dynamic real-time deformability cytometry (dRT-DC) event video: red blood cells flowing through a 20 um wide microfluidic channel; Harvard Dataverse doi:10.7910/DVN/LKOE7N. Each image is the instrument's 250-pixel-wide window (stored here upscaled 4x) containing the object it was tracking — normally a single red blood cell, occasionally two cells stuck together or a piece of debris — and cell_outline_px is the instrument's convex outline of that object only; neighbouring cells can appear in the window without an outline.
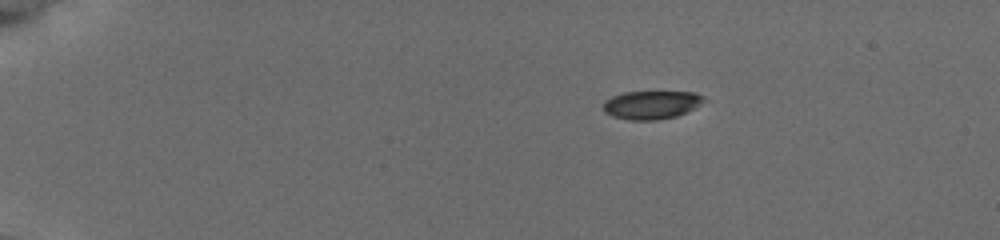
{"species": "common noctule bat (a hibernating species)", "species_latin": "Nyctalus noctula", "temperature_condition": "cold", "stored_images_in_passage": 12, "camera_frame_rate_fps": 3000, "um_per_image_px": 0.085, "animal": {"sex": "female", "body_mass_g": 19.5, "forearm_length_mm": 54.1}, "frame": {"image": 1, "passage_image": 1, "time_ms": 0.0, "image_size_px": [1000, 240], "cell_outline_px": [[704, 100], [692, 108], [676, 116], [656, 120], [632, 120], [612, 116], [604, 112], [604, 100], [612, 96], [624, 92], [696, 92], [704, 96]], "centroid_in_image_um": [55.32, 8.9], "position_along_channel_um": 29.7, "area_um2": 16.36}}
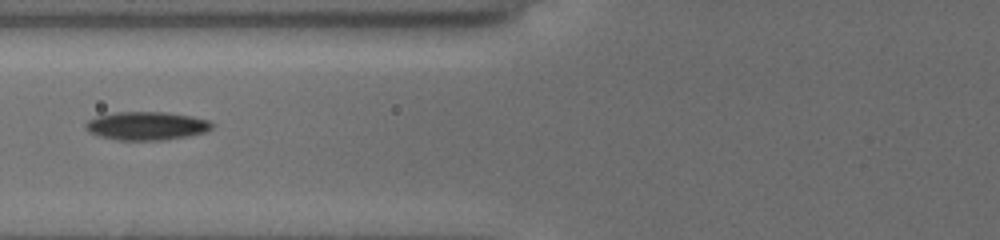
{"frame": {"image": 2, "passage_image": 9, "time_ms": 4.667, "image_size_px": [1000, 240], "cell_outline_px": [[212, 128], [204, 132], [188, 136], [160, 140], [116, 140], [100, 136], [88, 132], [84, 128], [84, 124], [88, 120], [96, 116], [116, 112], [164, 112], [192, 116], [208, 120], [212, 124]], "centroid_in_image_um": [12.41, 10.69], "position_along_channel_um": 113.4, "area_um2": 20.87}}
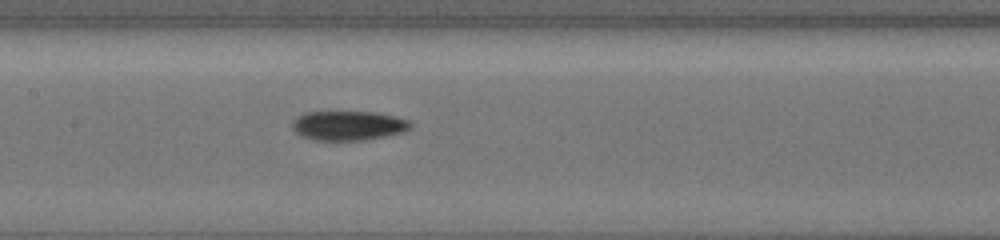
{"frame": {"image": 3, "passage_image": 12, "time_ms": 6.333, "image_size_px": [1000, 240], "cell_outline_px": [[412, 128], [404, 132], [364, 140], [312, 140], [300, 136], [292, 128], [292, 120], [296, 116], [304, 112], [376, 112], [396, 116], [408, 120], [412, 124]], "centroid_in_image_um": [29.59, 10.67], "position_along_channel_um": 177.8, "area_um2": 20.52}}